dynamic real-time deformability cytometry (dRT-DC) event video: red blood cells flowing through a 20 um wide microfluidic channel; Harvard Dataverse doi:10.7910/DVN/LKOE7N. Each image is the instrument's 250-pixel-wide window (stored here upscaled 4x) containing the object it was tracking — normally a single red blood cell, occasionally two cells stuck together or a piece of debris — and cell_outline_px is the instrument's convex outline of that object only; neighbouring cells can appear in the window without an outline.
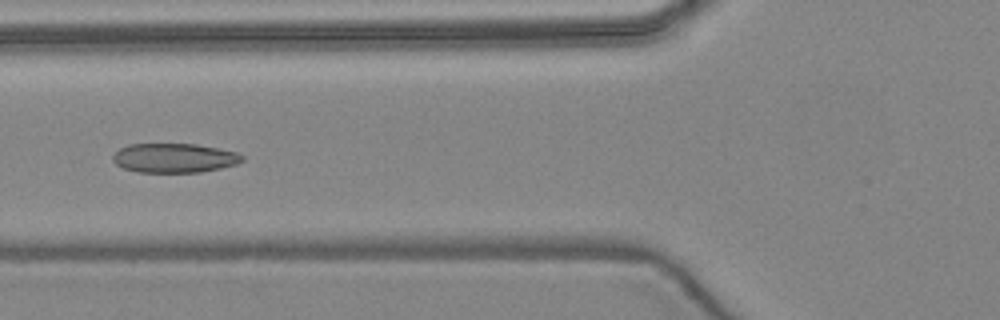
{"species": "common noctule bat (a hibernating species)", "species_latin": "Nyctalus noctula", "temperature_condition": "warm", "stored_images_in_passage": 7, "camera_frame_rate_fps": 3000, "um_per_image_px": 0.085, "animal": {"sex": "female", "body_mass_g": 24.6, "forearm_length_mm": 56.2}, "frame": {"image": 1, "passage_image": 6, "time_ms": 6.0, "image_size_px": [1000, 320], "cell_outline_px": [[244, 160], [236, 164], [220, 168], [200, 172], [136, 172], [124, 168], [116, 164], [112, 160], [112, 156], [120, 148], [128, 144], [196, 144], [240, 152], [244, 156]], "centroid_in_image_um": [14.83, 13.42], "position_along_channel_um": 111.0, "area_um2": 22.2}}
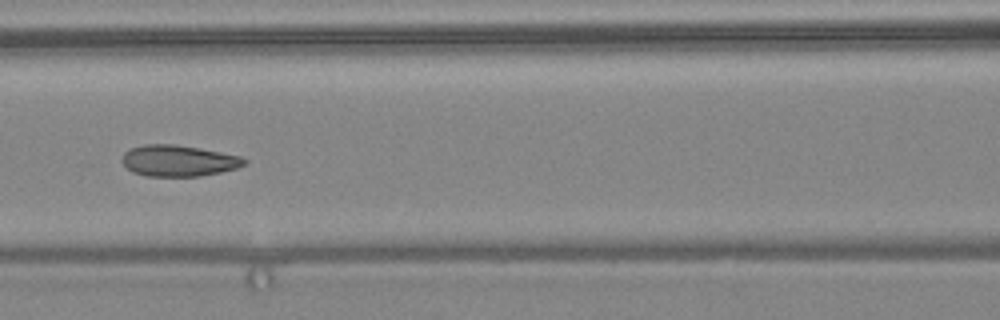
{"frame": {"image": 2, "passage_image": 7, "time_ms": 7.0, "image_size_px": [1000, 320], "cell_outline_px": [[248, 164], [236, 168], [220, 172], [200, 176], [144, 176], [132, 172], [120, 160], [124, 152], [132, 148], [144, 144], [172, 144], [200, 148], [240, 156], [248, 160]], "centroid_in_image_um": [15.17, 13.66], "position_along_channel_um": 151.4, "area_um2": 22.31}}